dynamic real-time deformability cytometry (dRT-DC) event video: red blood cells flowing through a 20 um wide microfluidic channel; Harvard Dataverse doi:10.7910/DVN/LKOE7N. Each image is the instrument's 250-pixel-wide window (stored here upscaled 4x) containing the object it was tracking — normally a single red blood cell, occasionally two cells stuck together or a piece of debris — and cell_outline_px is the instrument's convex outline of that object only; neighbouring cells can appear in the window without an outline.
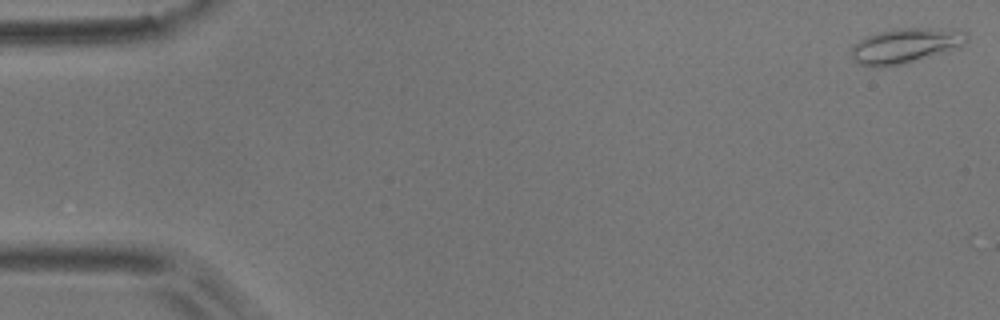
{"species": "common noctule bat (a hibernating species)", "species_latin": "Nyctalus noctula", "temperature_condition": "room temperature", "stored_images_in_passage": 7, "camera_frame_rate_fps": 3000, "um_per_image_px": 0.085, "animal": {"sex": "male", "body_mass_g": 17.9}, "frame": {"image": 1, "passage_image": 1, "time_ms": 0.0, "image_size_px": [1000, 320], "cell_outline_px": [[968, 40], [960, 48], [904, 64], [884, 68], [868, 68], [856, 64], [848, 52], [860, 40], [876, 32], [896, 28], [952, 28], [968, 32]], "centroid_in_image_um": [76.96, 3.9], "position_along_channel_um": 8.0, "area_um2": 24.39}}